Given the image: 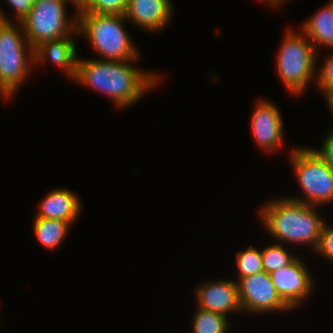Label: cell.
Masks as SVG:
<instances>
[{
  "mask_svg": "<svg viewBox=\"0 0 333 333\" xmlns=\"http://www.w3.org/2000/svg\"><path fill=\"white\" fill-rule=\"evenodd\" d=\"M326 104L328 109L330 110V114L333 115V97Z\"/></svg>",
  "mask_w": 333,
  "mask_h": 333,
  "instance_id": "28",
  "label": "cell"
},
{
  "mask_svg": "<svg viewBox=\"0 0 333 333\" xmlns=\"http://www.w3.org/2000/svg\"><path fill=\"white\" fill-rule=\"evenodd\" d=\"M291 253L283 244L273 243L263 249L261 248V257L263 271L270 274L290 265L299 255Z\"/></svg>",
  "mask_w": 333,
  "mask_h": 333,
  "instance_id": "18",
  "label": "cell"
},
{
  "mask_svg": "<svg viewBox=\"0 0 333 333\" xmlns=\"http://www.w3.org/2000/svg\"><path fill=\"white\" fill-rule=\"evenodd\" d=\"M302 260L298 256L290 265L270 273L278 295L293 311L314 294V277Z\"/></svg>",
  "mask_w": 333,
  "mask_h": 333,
  "instance_id": "10",
  "label": "cell"
},
{
  "mask_svg": "<svg viewBox=\"0 0 333 333\" xmlns=\"http://www.w3.org/2000/svg\"><path fill=\"white\" fill-rule=\"evenodd\" d=\"M319 208L288 197H276L260 206L258 216L266 233L276 240L275 243L293 247L306 245L314 252L326 220L319 213Z\"/></svg>",
  "mask_w": 333,
  "mask_h": 333,
  "instance_id": "2",
  "label": "cell"
},
{
  "mask_svg": "<svg viewBox=\"0 0 333 333\" xmlns=\"http://www.w3.org/2000/svg\"><path fill=\"white\" fill-rule=\"evenodd\" d=\"M2 7H0V26H2L5 22H12V18L10 19L3 10H1Z\"/></svg>",
  "mask_w": 333,
  "mask_h": 333,
  "instance_id": "27",
  "label": "cell"
},
{
  "mask_svg": "<svg viewBox=\"0 0 333 333\" xmlns=\"http://www.w3.org/2000/svg\"><path fill=\"white\" fill-rule=\"evenodd\" d=\"M280 108L272 101L259 98L251 112L250 130L261 152L274 154L284 144V122Z\"/></svg>",
  "mask_w": 333,
  "mask_h": 333,
  "instance_id": "9",
  "label": "cell"
},
{
  "mask_svg": "<svg viewBox=\"0 0 333 333\" xmlns=\"http://www.w3.org/2000/svg\"><path fill=\"white\" fill-rule=\"evenodd\" d=\"M195 307L220 313L229 318L228 314L243 311L239 301L238 284L232 279L206 280L194 288Z\"/></svg>",
  "mask_w": 333,
  "mask_h": 333,
  "instance_id": "11",
  "label": "cell"
},
{
  "mask_svg": "<svg viewBox=\"0 0 333 333\" xmlns=\"http://www.w3.org/2000/svg\"><path fill=\"white\" fill-rule=\"evenodd\" d=\"M38 206L35 217L63 220L70 222L72 225L76 224L83 209L78 194L64 187L48 192Z\"/></svg>",
  "mask_w": 333,
  "mask_h": 333,
  "instance_id": "14",
  "label": "cell"
},
{
  "mask_svg": "<svg viewBox=\"0 0 333 333\" xmlns=\"http://www.w3.org/2000/svg\"><path fill=\"white\" fill-rule=\"evenodd\" d=\"M33 68V48L21 22H5L0 26V98L12 100Z\"/></svg>",
  "mask_w": 333,
  "mask_h": 333,
  "instance_id": "5",
  "label": "cell"
},
{
  "mask_svg": "<svg viewBox=\"0 0 333 333\" xmlns=\"http://www.w3.org/2000/svg\"><path fill=\"white\" fill-rule=\"evenodd\" d=\"M289 160L294 170L302 196L288 195L307 205L325 206L333 202V170L311 147H294L289 151Z\"/></svg>",
  "mask_w": 333,
  "mask_h": 333,
  "instance_id": "6",
  "label": "cell"
},
{
  "mask_svg": "<svg viewBox=\"0 0 333 333\" xmlns=\"http://www.w3.org/2000/svg\"><path fill=\"white\" fill-rule=\"evenodd\" d=\"M73 0H39L34 2L30 13L21 21L25 37L32 48L47 40L78 35L77 11L69 15L67 3Z\"/></svg>",
  "mask_w": 333,
  "mask_h": 333,
  "instance_id": "7",
  "label": "cell"
},
{
  "mask_svg": "<svg viewBox=\"0 0 333 333\" xmlns=\"http://www.w3.org/2000/svg\"><path fill=\"white\" fill-rule=\"evenodd\" d=\"M225 315L196 307L191 321L192 333H228L230 324Z\"/></svg>",
  "mask_w": 333,
  "mask_h": 333,
  "instance_id": "17",
  "label": "cell"
},
{
  "mask_svg": "<svg viewBox=\"0 0 333 333\" xmlns=\"http://www.w3.org/2000/svg\"><path fill=\"white\" fill-rule=\"evenodd\" d=\"M171 0H128L125 18L134 27L156 34L168 27L174 7Z\"/></svg>",
  "mask_w": 333,
  "mask_h": 333,
  "instance_id": "12",
  "label": "cell"
},
{
  "mask_svg": "<svg viewBox=\"0 0 333 333\" xmlns=\"http://www.w3.org/2000/svg\"><path fill=\"white\" fill-rule=\"evenodd\" d=\"M264 3L267 4V6L269 5L271 8H277L280 10V8H282L283 4L285 6V4L288 2V1H291V0H260ZM286 2V3H285Z\"/></svg>",
  "mask_w": 333,
  "mask_h": 333,
  "instance_id": "25",
  "label": "cell"
},
{
  "mask_svg": "<svg viewBox=\"0 0 333 333\" xmlns=\"http://www.w3.org/2000/svg\"><path fill=\"white\" fill-rule=\"evenodd\" d=\"M333 50L324 59L322 66L317 68L316 86L327 103L333 97Z\"/></svg>",
  "mask_w": 333,
  "mask_h": 333,
  "instance_id": "20",
  "label": "cell"
},
{
  "mask_svg": "<svg viewBox=\"0 0 333 333\" xmlns=\"http://www.w3.org/2000/svg\"><path fill=\"white\" fill-rule=\"evenodd\" d=\"M235 263L238 271H236L238 277L234 279L236 282L242 277L263 271L261 249L249 245L245 250L237 252Z\"/></svg>",
  "mask_w": 333,
  "mask_h": 333,
  "instance_id": "19",
  "label": "cell"
},
{
  "mask_svg": "<svg viewBox=\"0 0 333 333\" xmlns=\"http://www.w3.org/2000/svg\"><path fill=\"white\" fill-rule=\"evenodd\" d=\"M33 232L40 245L47 250H56L66 241L70 228V222L48 218H33Z\"/></svg>",
  "mask_w": 333,
  "mask_h": 333,
  "instance_id": "16",
  "label": "cell"
},
{
  "mask_svg": "<svg viewBox=\"0 0 333 333\" xmlns=\"http://www.w3.org/2000/svg\"><path fill=\"white\" fill-rule=\"evenodd\" d=\"M138 60L113 61L80 57L73 81L103 94L116 108L125 110L138 103L150 90L156 89L163 79L158 72L135 67Z\"/></svg>",
  "mask_w": 333,
  "mask_h": 333,
  "instance_id": "1",
  "label": "cell"
},
{
  "mask_svg": "<svg viewBox=\"0 0 333 333\" xmlns=\"http://www.w3.org/2000/svg\"><path fill=\"white\" fill-rule=\"evenodd\" d=\"M73 36H66L56 40H47L33 48L34 67L45 63H53L64 75L73 80L76 77L78 65V49ZM36 65V66H35Z\"/></svg>",
  "mask_w": 333,
  "mask_h": 333,
  "instance_id": "13",
  "label": "cell"
},
{
  "mask_svg": "<svg viewBox=\"0 0 333 333\" xmlns=\"http://www.w3.org/2000/svg\"><path fill=\"white\" fill-rule=\"evenodd\" d=\"M128 0H90L82 9L97 14L125 15Z\"/></svg>",
  "mask_w": 333,
  "mask_h": 333,
  "instance_id": "21",
  "label": "cell"
},
{
  "mask_svg": "<svg viewBox=\"0 0 333 333\" xmlns=\"http://www.w3.org/2000/svg\"><path fill=\"white\" fill-rule=\"evenodd\" d=\"M327 223V221H324L318 246L312 253L320 255L319 257H322V259L324 257V260H330V262L333 263V225L330 224V221L328 224Z\"/></svg>",
  "mask_w": 333,
  "mask_h": 333,
  "instance_id": "22",
  "label": "cell"
},
{
  "mask_svg": "<svg viewBox=\"0 0 333 333\" xmlns=\"http://www.w3.org/2000/svg\"><path fill=\"white\" fill-rule=\"evenodd\" d=\"M298 29L313 43L317 52L321 47L333 50V1L302 21Z\"/></svg>",
  "mask_w": 333,
  "mask_h": 333,
  "instance_id": "15",
  "label": "cell"
},
{
  "mask_svg": "<svg viewBox=\"0 0 333 333\" xmlns=\"http://www.w3.org/2000/svg\"><path fill=\"white\" fill-rule=\"evenodd\" d=\"M90 0H73L75 11L82 9Z\"/></svg>",
  "mask_w": 333,
  "mask_h": 333,
  "instance_id": "26",
  "label": "cell"
},
{
  "mask_svg": "<svg viewBox=\"0 0 333 333\" xmlns=\"http://www.w3.org/2000/svg\"><path fill=\"white\" fill-rule=\"evenodd\" d=\"M288 28L276 54L275 68L286 90L299 96L316 84L319 53L301 30Z\"/></svg>",
  "mask_w": 333,
  "mask_h": 333,
  "instance_id": "4",
  "label": "cell"
},
{
  "mask_svg": "<svg viewBox=\"0 0 333 333\" xmlns=\"http://www.w3.org/2000/svg\"><path fill=\"white\" fill-rule=\"evenodd\" d=\"M320 148V149H319ZM314 148L315 152L328 164L333 170V126L326 132V136L321 147Z\"/></svg>",
  "mask_w": 333,
  "mask_h": 333,
  "instance_id": "23",
  "label": "cell"
},
{
  "mask_svg": "<svg viewBox=\"0 0 333 333\" xmlns=\"http://www.w3.org/2000/svg\"><path fill=\"white\" fill-rule=\"evenodd\" d=\"M77 16L79 37L81 35L87 38L89 45L93 47L92 49L94 52L96 51L101 60L140 59L138 45L134 44L125 27L128 21L124 15L77 11Z\"/></svg>",
  "mask_w": 333,
  "mask_h": 333,
  "instance_id": "3",
  "label": "cell"
},
{
  "mask_svg": "<svg viewBox=\"0 0 333 333\" xmlns=\"http://www.w3.org/2000/svg\"><path fill=\"white\" fill-rule=\"evenodd\" d=\"M243 314H273L293 311L278 295L270 274L265 271L245 276L237 281Z\"/></svg>",
  "mask_w": 333,
  "mask_h": 333,
  "instance_id": "8",
  "label": "cell"
},
{
  "mask_svg": "<svg viewBox=\"0 0 333 333\" xmlns=\"http://www.w3.org/2000/svg\"><path fill=\"white\" fill-rule=\"evenodd\" d=\"M12 8L14 22H21L34 5V0H5Z\"/></svg>",
  "mask_w": 333,
  "mask_h": 333,
  "instance_id": "24",
  "label": "cell"
}]
</instances>
